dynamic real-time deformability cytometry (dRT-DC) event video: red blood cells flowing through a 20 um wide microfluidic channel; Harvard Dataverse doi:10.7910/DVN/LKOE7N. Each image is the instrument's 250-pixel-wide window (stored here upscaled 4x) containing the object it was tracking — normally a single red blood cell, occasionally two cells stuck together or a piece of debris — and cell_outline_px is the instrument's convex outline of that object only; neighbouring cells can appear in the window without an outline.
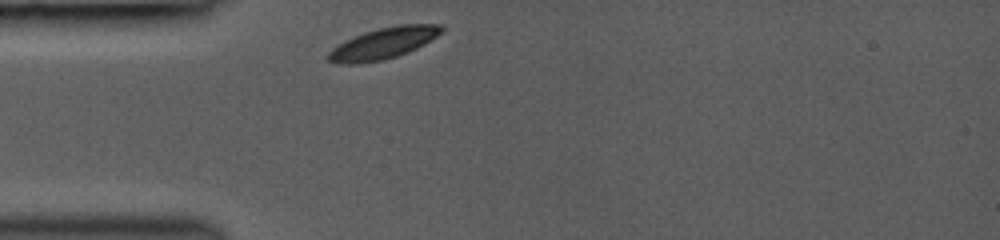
{"species": "common noctule bat (a hibernating species)", "species_latin": "Nyctalus noctula", "temperature_condition": "room temperature", "stored_images_in_passage": 9, "camera_frame_rate_fps": 3000, "um_per_image_px": 0.085, "animal": {"sex": "female", "body_mass_g": 19.0, "forearm_length_mm": 53.3}, "frame": {"image": 1, "passage_image": 1, "time_ms": 0.0, "image_size_px": [1000, 240], "cell_outline_px": [[444, 32], [424, 44], [408, 52], [396, 56], [380, 60], [360, 64], [336, 64], [328, 60], [324, 56], [332, 48], [344, 40], [364, 32], [380, 28], [400, 24], [440, 24], [444, 28]], "centroid_in_image_um": [32.55, 3.68], "position_along_channel_um": 52.4, "area_um2": 20.81}}
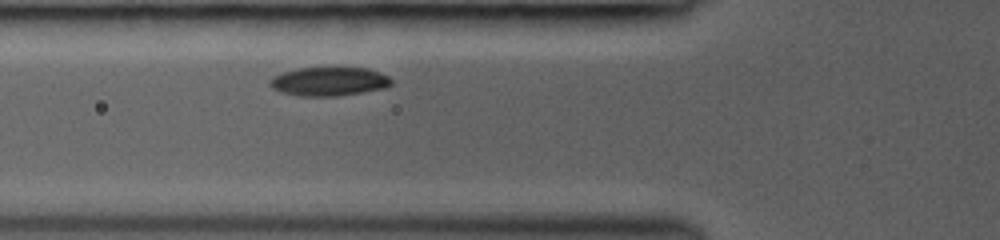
{"frame": {"image": 2, "passage_image": 4, "time_ms": 1.333, "image_size_px": [1000, 240], "cell_outline_px": [[392, 84], [384, 88], [336, 96], [300, 96], [280, 92], [272, 88], [268, 84], [272, 76], [284, 72], [300, 68], [368, 68], [380, 72], [388, 76], [392, 80]], "centroid_in_image_um": [27.95, 6.92], "position_along_channel_um": 97.9, "area_um2": 20.29}}
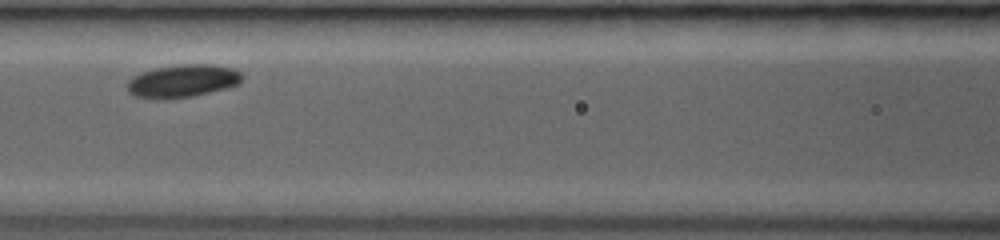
{"frame": {"image": 3, "passage_image": 7, "time_ms": 2.667, "image_size_px": [1000, 240], "cell_outline_px": [[244, 76], [240, 84], [228, 88], [192, 96], [160, 100], [152, 100], [136, 96], [128, 92], [128, 80], [132, 76], [140, 72], [156, 68], [184, 64], [212, 64], [232, 68], [240, 72]], "centroid_in_image_um": [15.53, 6.89], "position_along_channel_um": 151.1, "area_um2": 22.25}}